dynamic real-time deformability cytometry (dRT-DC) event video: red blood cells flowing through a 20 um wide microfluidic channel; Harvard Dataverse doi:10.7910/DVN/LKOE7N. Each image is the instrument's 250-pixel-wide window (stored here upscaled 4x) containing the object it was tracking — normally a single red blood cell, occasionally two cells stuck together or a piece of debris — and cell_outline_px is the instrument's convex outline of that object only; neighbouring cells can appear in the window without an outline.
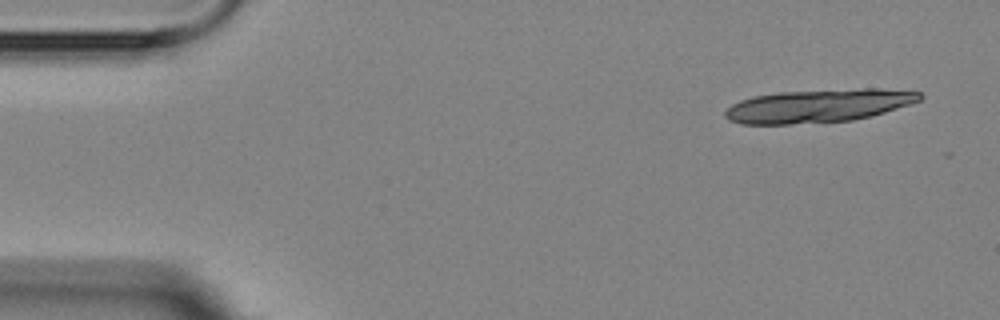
{"species": "Egyptian fruit bat (a non-hibernating species)", "species_latin": "Rousettus aegyptiacus", "temperature_condition": "room temperature", "stored_images_in_passage": 15, "camera_frame_rate_fps": 3000, "um_per_image_px": 0.085, "animal": {"sex": "female"}, "frame": {"image": 1, "passage_image": 1, "time_ms": 0.0, "image_size_px": [1000, 320], "cell_outline_px": [[924, 96], [920, 100], [872, 116], [852, 120], [788, 124], [740, 124], [728, 120], [724, 116], [724, 112], [732, 104], [740, 100], [752, 96], [780, 92], [864, 88], [876, 88], [920, 92]], "centroid_in_image_um": [69.52, 8.99], "position_along_channel_um": 15.5, "area_um2": 37.51}}
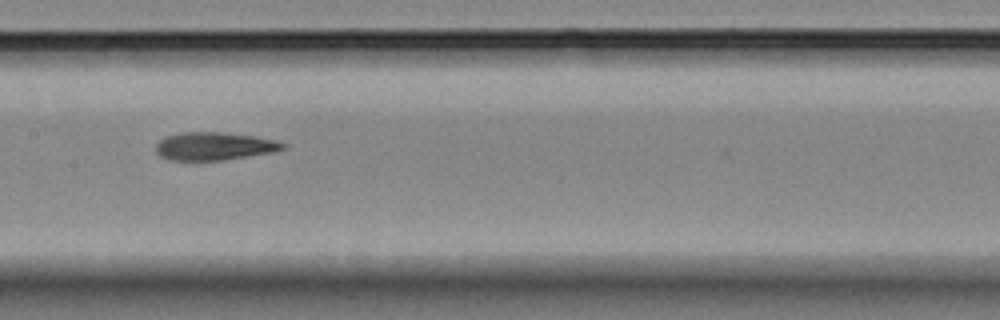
{"frame": {"image": 2, "passage_image": 8, "time_ms": 8.0, "image_size_px": [1000, 320], "cell_outline_px": [[288, 148], [272, 152], [224, 160], [172, 160], [160, 156], [156, 152], [156, 144], [164, 136], [180, 132], [224, 132], [256, 136], [280, 140], [288, 144]], "centroid_in_image_um": [18.27, 12.41], "position_along_channel_um": 189.1, "area_um2": 21.04}}
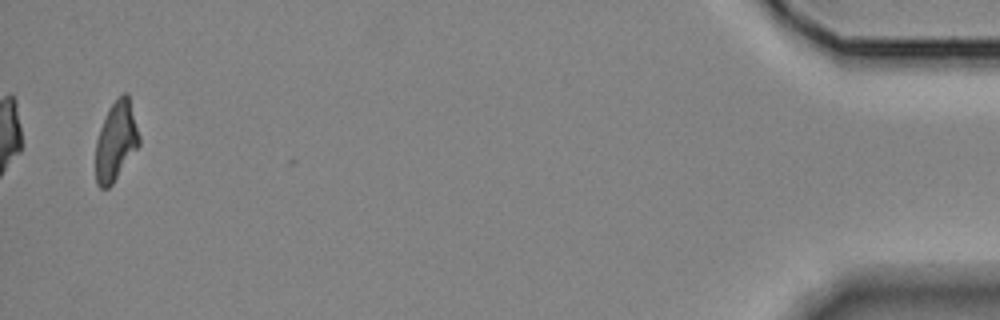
{"frame": {"image": 3, "passage_image": 15, "time_ms": 17.0, "image_size_px": [1000, 320], "cell_outline_px": [[140, 144], [112, 184], [108, 188], [100, 188], [96, 184], [96, 140], [100, 128], [108, 108], [124, 92], [128, 92], [140, 136]], "centroid_in_image_um": [9.86, 11.99], "position_along_channel_um": 425.3, "area_um2": 20.0}, "authors_computed_cell_mechanics": {"area_um2": 21.386, "velocity_mm_per_s": 3.5861, "shape_relaxation_time_tau1_ms": 8.9181, "shape_relaxation_time_tau2_ms": 2.1435, "deformation_change_tau1": 0.1822, "deformation_change_tau2": 0.0813}}